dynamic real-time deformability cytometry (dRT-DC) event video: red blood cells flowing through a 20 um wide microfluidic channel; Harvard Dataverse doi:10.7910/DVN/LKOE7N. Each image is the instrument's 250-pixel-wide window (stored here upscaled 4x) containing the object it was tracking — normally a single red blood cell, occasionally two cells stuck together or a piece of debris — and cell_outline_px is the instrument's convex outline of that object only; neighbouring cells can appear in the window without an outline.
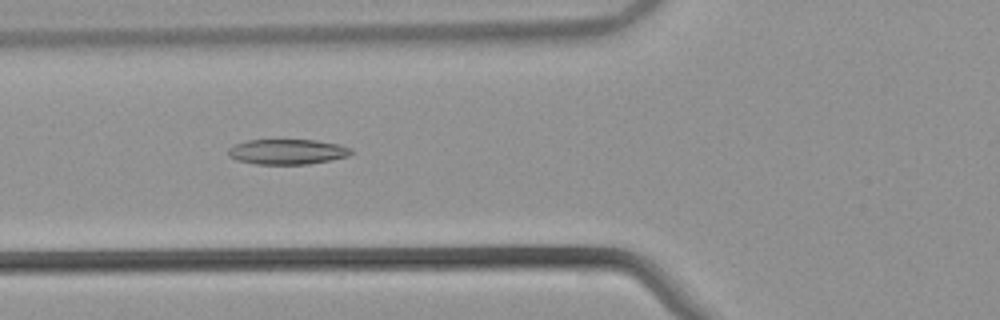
{"species": "common noctule bat (a hibernating species)", "species_latin": "Nyctalus noctula", "temperature_condition": "warm", "stored_images_in_passage": 48, "camera_frame_rate_fps": 3000, "um_per_image_px": 0.085, "animal": {"sex": "male", "body_mass_g": 21.5, "forearm_length_mm": 52.0}, "frame": {"image": 1, "passage_image": 15, "time_ms": 4.667, "image_size_px": [1000, 320], "cell_outline_px": [[352, 152], [348, 156], [308, 164], [256, 164], [236, 160], [228, 156], [228, 148], [236, 144], [248, 140], [316, 140], [340, 144], [352, 148]], "centroid_in_image_um": [24.41, 12.89], "position_along_channel_um": 101.4, "area_um2": 18.03}}
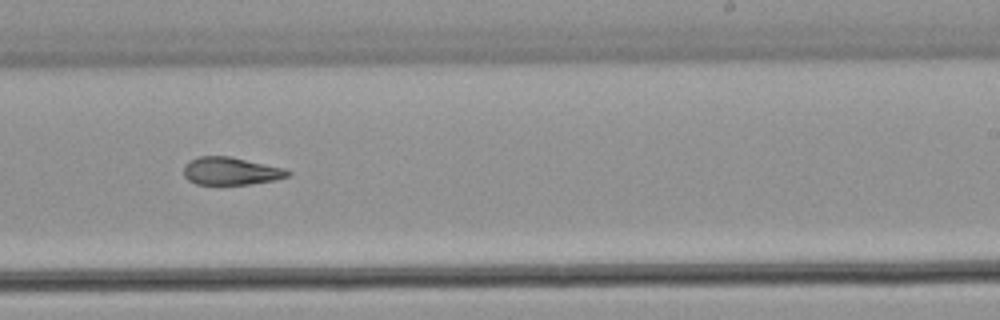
{"frame": {"image": 2, "passage_image": 28, "time_ms": 9.0, "image_size_px": [1000, 320], "cell_outline_px": [[292, 172], [288, 176], [272, 180], [248, 184], [196, 184], [188, 180], [184, 176], [184, 164], [188, 160], [196, 156], [232, 156], [284, 168]], "centroid_in_image_um": [19.58, 14.52], "position_along_channel_um": 269.4, "area_um2": 16.88}}
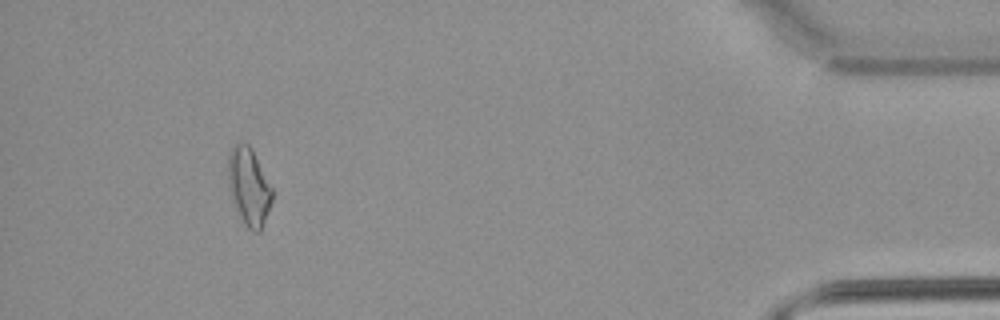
{"frame": {"image": 3, "passage_image": 44, "time_ms": 14.333, "image_size_px": [1000, 320], "cell_outline_px": [[272, 200], [268, 212], [260, 232], [252, 232], [248, 228], [240, 216], [232, 200], [228, 188], [228, 156], [232, 148], [236, 144], [248, 144], [252, 148], [272, 188]], "centroid_in_image_um": [21.15, 15.87], "position_along_channel_um": 414.1, "area_um2": 19.71}, "authors_computed_cell_mechanics": {"area_um2": 18.0047, "velocity_mm_per_s": 3.8809, "shape_relaxation_time_tau1_ms": null, "shape_relaxation_time_tau2_ms": 3.9669, "deformation_change_tau1": null, "deformation_change_tau2": 0.1124}}